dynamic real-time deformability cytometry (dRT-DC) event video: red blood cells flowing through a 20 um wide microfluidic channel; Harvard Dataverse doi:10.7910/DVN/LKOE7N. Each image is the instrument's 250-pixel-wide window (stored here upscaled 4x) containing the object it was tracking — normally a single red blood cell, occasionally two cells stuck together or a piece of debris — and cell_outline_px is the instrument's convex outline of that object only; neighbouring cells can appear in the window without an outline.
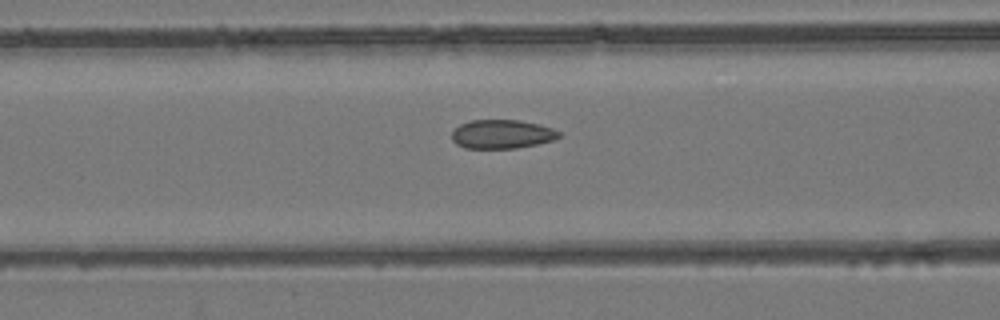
{"species": "common noctule bat (a hibernating species)", "species_latin": "Nyctalus noctula", "temperature_condition": "room temperature", "stored_images_in_passage": 9, "camera_frame_rate_fps": 3000, "um_per_image_px": 0.085, "animal": {"sex": "female", "body_mass_g": 24.6, "forearm_length_mm": 56.2}, "frame": {"image": 1, "passage_image": 7, "time_ms": 2.0, "image_size_px": [1000, 320], "cell_outline_px": [[564, 136], [552, 140], [536, 144], [516, 148], [464, 148], [456, 144], [452, 140], [452, 132], [460, 124], [472, 120], [520, 120], [540, 124], [552, 128], [560, 132]], "centroid_in_image_um": [42.68, 11.4], "position_along_channel_um": 123.9, "area_um2": 18.09}}